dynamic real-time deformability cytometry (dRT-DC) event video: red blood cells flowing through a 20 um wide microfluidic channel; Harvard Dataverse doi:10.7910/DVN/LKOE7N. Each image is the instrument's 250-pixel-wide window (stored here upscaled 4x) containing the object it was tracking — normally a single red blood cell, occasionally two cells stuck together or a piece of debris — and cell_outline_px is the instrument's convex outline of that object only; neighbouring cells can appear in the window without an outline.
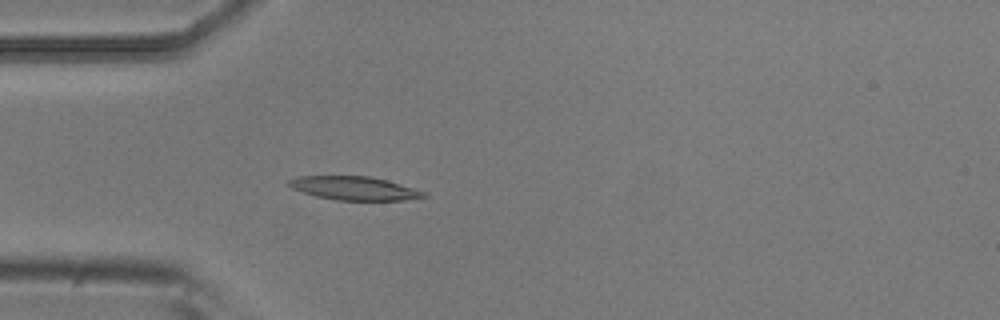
{"species": "common noctule bat (a hibernating species)", "species_latin": "Nyctalus noctula", "temperature_condition": "room temperature", "stored_images_in_passage": 4, "camera_frame_rate_fps": 3000, "um_per_image_px": 0.085, "animal": {"sex": "male", "body_mass_g": 20.5, "forearm_length_mm": 52.5}, "frame": {"image": 1, "passage_image": 4, "time_ms": 1.0, "image_size_px": [1000, 320], "cell_outline_px": [[428, 196], [404, 200], [336, 200], [316, 196], [292, 188], [288, 184], [288, 180], [296, 176], [372, 176], [412, 188], [424, 192]], "centroid_in_image_um": [30.07, 16.0], "position_along_channel_um": 54.9, "area_um2": 18.26}}